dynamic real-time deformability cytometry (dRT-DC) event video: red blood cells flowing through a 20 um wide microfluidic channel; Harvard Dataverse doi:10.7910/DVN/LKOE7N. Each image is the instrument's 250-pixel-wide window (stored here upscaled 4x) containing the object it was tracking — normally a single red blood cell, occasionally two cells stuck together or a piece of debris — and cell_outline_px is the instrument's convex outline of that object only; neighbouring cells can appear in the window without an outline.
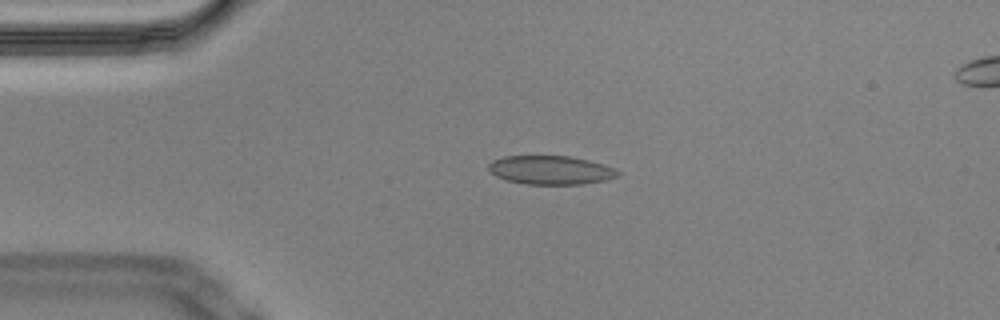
{"species": "Egyptian fruit bat (a non-hibernating species)", "species_latin": "Rousettus aegyptiacus", "temperature_condition": "cold", "stored_images_in_passage": 44, "camera_frame_rate_fps": 3000, "um_per_image_px": 0.085, "animal": {"sex": "male"}, "frame": {"image": 1, "passage_image": 1, "time_ms": 0.0, "image_size_px": [1000, 320], "cell_outline_px": [[620, 172], [616, 176], [608, 180], [580, 184], [524, 184], [504, 180], [488, 172], [488, 164], [492, 160], [504, 156], [568, 156], [588, 160], [604, 164], [616, 168]], "centroid_in_image_um": [46.78, 14.46], "position_along_channel_um": 38.2, "area_um2": 21.85}}
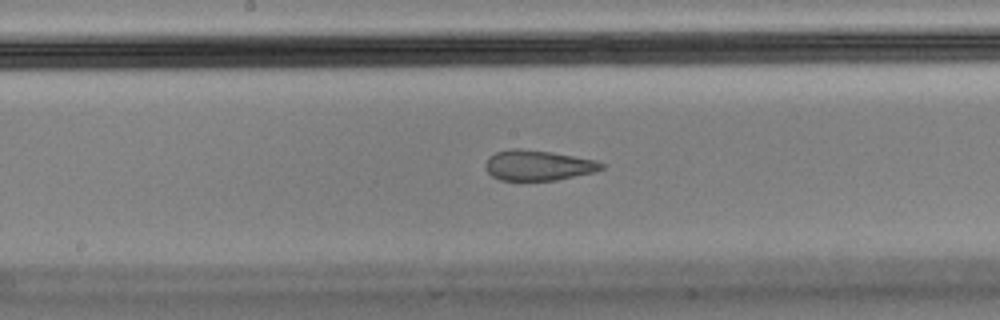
{"frame": {"image": 2, "passage_image": 17, "time_ms": 5.333, "image_size_px": [1000, 320], "cell_outline_px": [[604, 168], [592, 172], [556, 180], [500, 180], [492, 176], [488, 172], [484, 164], [488, 156], [496, 152], [512, 148], [520, 148], [552, 152], [596, 160], [604, 164]], "centroid_in_image_um": [45.7, 14.04], "position_along_channel_um": 202.5, "area_um2": 20.46}}
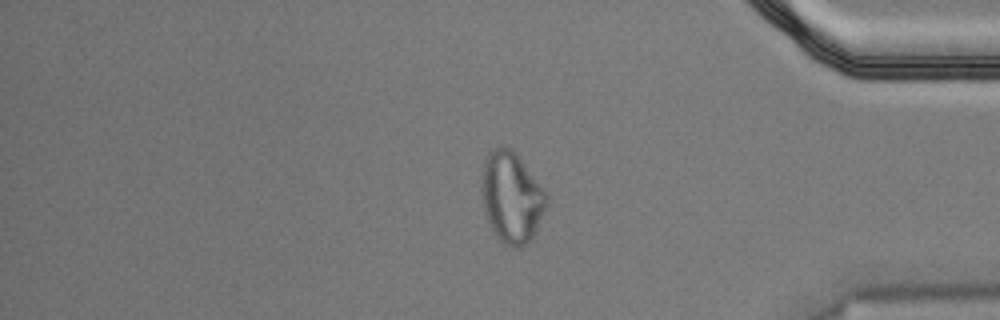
{"frame": {"image": 3, "passage_image": 35, "time_ms": 11.333, "image_size_px": [1000, 320], "cell_outline_px": [[548, 204], [532, 236], [520, 248], [512, 248], [504, 244], [496, 236], [488, 224], [484, 212], [480, 188], [484, 160], [488, 152], [496, 148], [508, 148], [516, 152], [548, 196]], "centroid_in_image_um": [43.45, 16.79], "position_along_channel_um": 391.8, "area_um2": 34.28}, "authors_computed_cell_mechanics": {"area_um2": 22.3397, "velocity_mm_per_s": 3.5687, "shape_relaxation_time_tau1_ms": null, "shape_relaxation_time_tau2_ms": 1.5035, "deformation_change_tau1": null, "deformation_change_tau2": 0.0783}}